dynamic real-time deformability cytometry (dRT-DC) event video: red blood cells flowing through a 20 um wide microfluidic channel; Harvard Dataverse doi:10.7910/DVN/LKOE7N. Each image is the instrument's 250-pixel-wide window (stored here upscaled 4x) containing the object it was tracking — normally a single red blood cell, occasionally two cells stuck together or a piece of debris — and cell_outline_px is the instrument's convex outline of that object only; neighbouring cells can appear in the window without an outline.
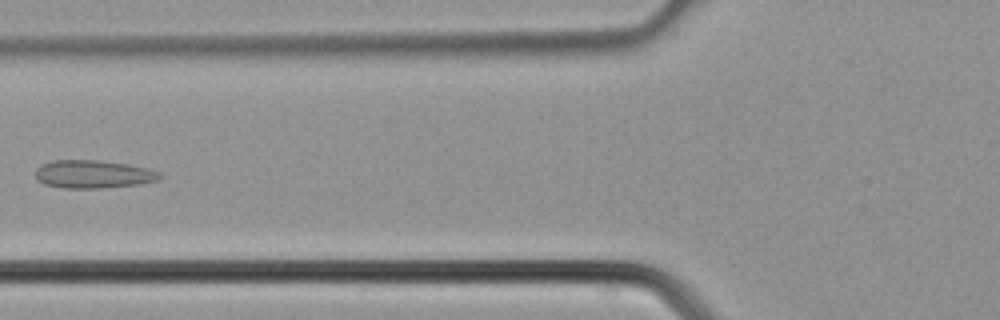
{"species": "common noctule bat (a hibernating species)", "species_latin": "Nyctalus noctula", "temperature_condition": "cold", "stored_images_in_passage": 27, "camera_frame_rate_fps": 3000, "um_per_image_px": 0.085, "animal": {"sex": "male", "body_mass_g": 21.5, "forearm_length_mm": 52.0}, "frame": {"image": 1, "passage_image": 4, "time_ms": 1.0, "image_size_px": [1000, 320], "cell_outline_px": [[164, 176], [160, 180], [140, 184], [100, 188], [64, 188], [44, 184], [36, 180], [36, 168], [40, 164], [52, 160], [100, 160], [128, 164], [148, 168], [160, 172]], "centroid_in_image_um": [7.94, 14.8], "position_along_channel_um": 117.9, "area_um2": 20.63}}
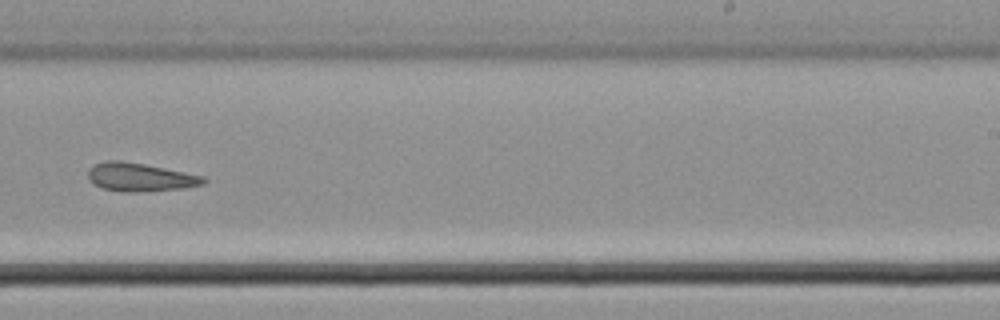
{"frame": {"image": 2, "passage_image": 13, "time_ms": 4.0, "image_size_px": [1000, 320], "cell_outline_px": [[208, 180], [204, 184], [184, 188], [136, 192], [124, 192], [104, 188], [92, 184], [88, 180], [88, 168], [92, 164], [104, 160], [120, 160], [144, 164], [204, 176]], "centroid_in_image_um": [11.86, 15.05], "position_along_channel_um": 277.1, "area_um2": 19.25}}
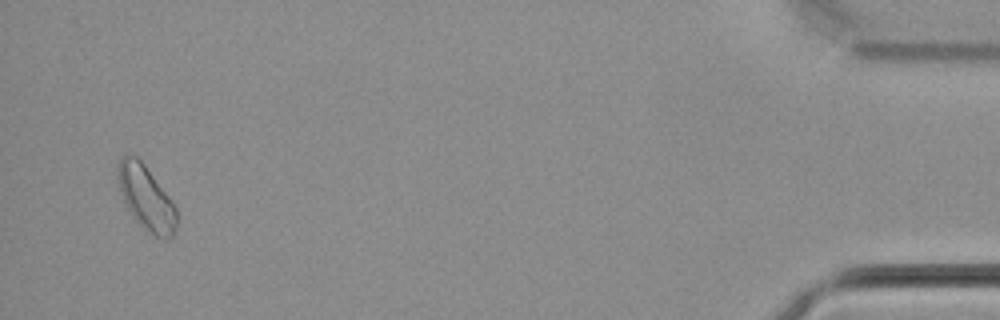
{"frame": {"image": 3, "passage_image": 26, "time_ms": 8.333, "image_size_px": [1000, 320], "cell_outline_px": [[176, 224], [172, 236], [168, 240], [164, 240], [156, 236], [140, 224], [136, 220], [128, 208], [124, 200], [120, 188], [116, 172], [116, 168], [120, 160], [124, 156], [136, 156], [144, 164], [176, 204]], "centroid_in_image_um": [12.45, 16.81], "position_along_channel_um": 422.8, "area_um2": 21.68}}